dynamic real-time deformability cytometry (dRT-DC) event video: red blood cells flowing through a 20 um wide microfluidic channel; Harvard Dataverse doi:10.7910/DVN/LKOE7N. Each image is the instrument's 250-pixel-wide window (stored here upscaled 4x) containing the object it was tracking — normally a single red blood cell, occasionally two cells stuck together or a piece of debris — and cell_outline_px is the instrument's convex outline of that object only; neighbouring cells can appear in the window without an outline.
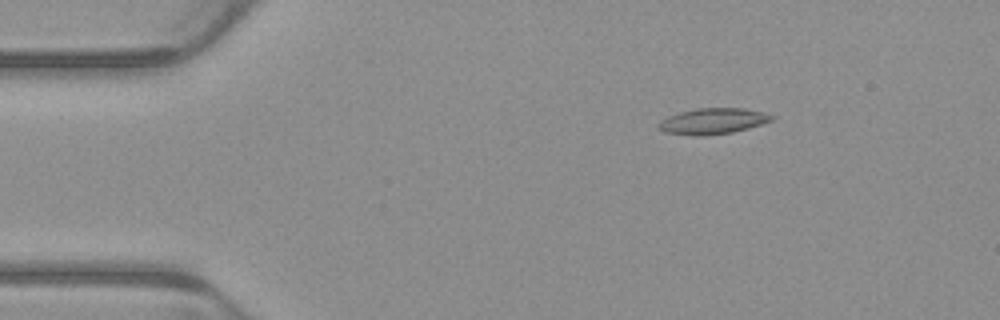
{"species": "common noctule bat (a hibernating species)", "species_latin": "Nyctalus noctula", "temperature_condition": "warm", "stored_images_in_passage": 5, "camera_frame_rate_fps": 3000, "um_per_image_px": 0.085, "animal": {"sex": "male", "body_mass_g": 23.1, "forearm_length_mm": 52.7}, "frame": {"image": 1, "passage_image": 3, "time_ms": 0.667, "image_size_px": [1000, 320], "cell_outline_px": [[776, 116], [772, 120], [748, 128], [732, 132], [704, 136], [700, 136], [664, 132], [656, 124], [660, 120], [668, 116], [680, 112], [696, 108], [744, 108], [764, 112]], "centroid_in_image_um": [60.59, 10.29], "position_along_channel_um": 24.4, "area_um2": 17.05}}